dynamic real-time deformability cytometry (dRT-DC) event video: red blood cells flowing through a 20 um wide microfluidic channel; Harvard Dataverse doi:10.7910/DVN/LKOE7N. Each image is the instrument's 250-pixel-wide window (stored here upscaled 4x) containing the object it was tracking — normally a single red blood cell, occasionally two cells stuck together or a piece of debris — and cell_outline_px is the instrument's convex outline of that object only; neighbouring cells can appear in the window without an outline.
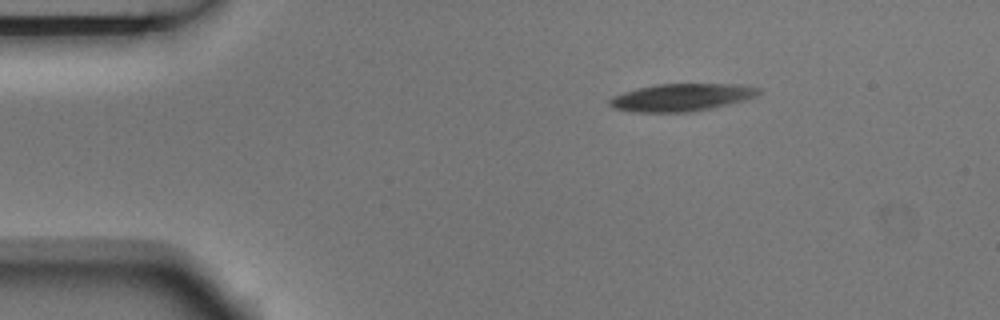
{"species": "Egyptian fruit bat (a non-hibernating species)", "species_latin": "Rousettus aegyptiacus", "temperature_condition": "room temperature", "stored_images_in_passage": 2, "camera_frame_rate_fps": 3000, "um_per_image_px": 0.085, "animal": {"sex": "male"}, "frame": {"image": 1, "passage_image": 1, "time_ms": 0.0, "image_size_px": [1000, 320], "cell_outline_px": [[760, 92], [756, 96], [744, 100], [712, 108], [688, 112], [632, 112], [612, 108], [608, 104], [608, 100], [612, 96], [624, 92], [656, 84], [740, 84], [760, 88]], "centroid_in_image_um": [57.9, 8.28], "position_along_channel_um": 27.1, "area_um2": 23.87}}